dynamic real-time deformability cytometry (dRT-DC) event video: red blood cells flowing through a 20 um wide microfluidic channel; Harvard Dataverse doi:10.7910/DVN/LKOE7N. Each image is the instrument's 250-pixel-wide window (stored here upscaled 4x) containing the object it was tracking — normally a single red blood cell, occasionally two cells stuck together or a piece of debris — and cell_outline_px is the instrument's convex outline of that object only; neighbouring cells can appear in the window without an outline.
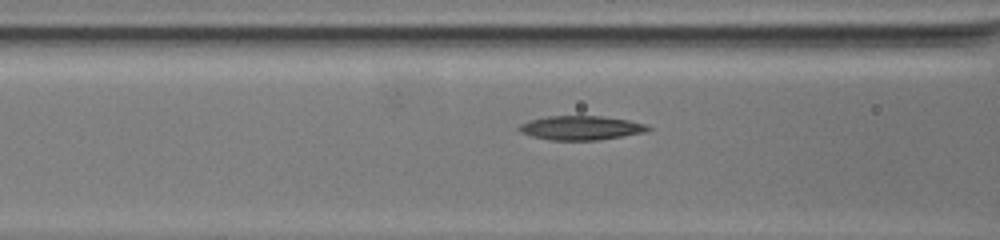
{"species": "common noctule bat (a hibernating species)", "species_latin": "Nyctalus noctula", "temperature_condition": "warm", "stored_images_in_passage": 26, "camera_frame_rate_fps": 3000, "um_per_image_px": 0.085, "animal": {"sex": "female", "body_mass_g": 19.5, "forearm_length_mm": 54.1}, "frame": {"image": 1, "passage_image": 8, "time_ms": 4.0, "image_size_px": [1000, 240], "cell_outline_px": [[652, 128], [644, 132], [600, 140], [548, 140], [532, 136], [520, 132], [516, 128], [520, 124], [528, 120], [548, 116], [600, 116], [628, 120], [644, 124]], "centroid_in_image_um": [49.32, 10.87], "position_along_channel_um": 117.3, "area_um2": 18.09}}
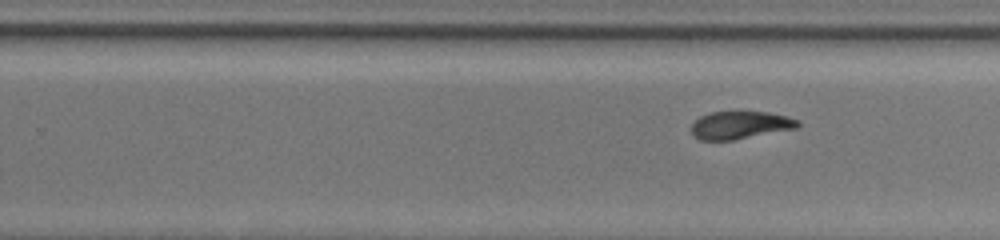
{"frame": {"image": 2, "passage_image": 18, "time_ms": 9.0, "image_size_px": [1000, 240], "cell_outline_px": [[800, 128], [732, 140], [700, 140], [692, 132], [692, 124], [700, 116], [708, 112], [768, 112], [788, 116], [800, 120]], "centroid_in_image_um": [62.98, 10.63], "position_along_channel_um": 266.8, "area_um2": 17.28}}
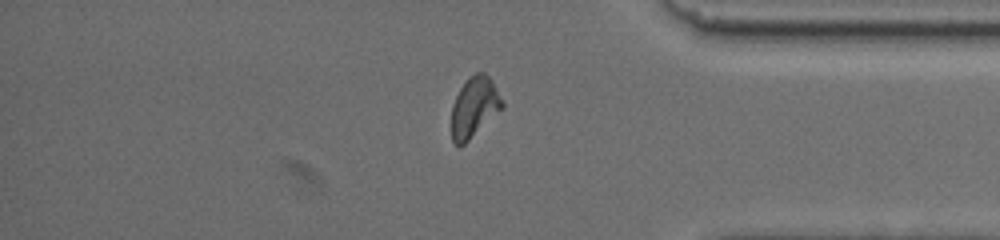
{"frame": {"image": 3, "passage_image": 25, "time_ms": 13.667, "image_size_px": [1000, 240], "cell_outline_px": [[504, 108], [460, 148], [452, 140], [452, 104], [460, 88], [468, 76], [476, 72], [484, 72], [492, 80], [504, 104]], "centroid_in_image_um": [40.32, 9.1], "position_along_channel_um": 394.9, "area_um2": 17.92}}